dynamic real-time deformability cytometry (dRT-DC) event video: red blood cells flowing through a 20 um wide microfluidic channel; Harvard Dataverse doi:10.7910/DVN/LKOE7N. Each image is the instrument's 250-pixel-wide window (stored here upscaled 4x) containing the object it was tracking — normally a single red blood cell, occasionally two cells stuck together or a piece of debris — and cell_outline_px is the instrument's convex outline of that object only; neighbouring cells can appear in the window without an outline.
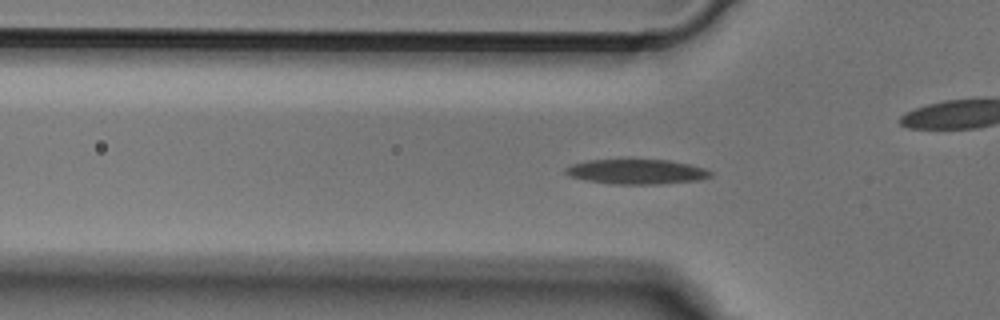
{"species": "Egyptian fruit bat (a non-hibernating species)", "species_latin": "Rousettus aegyptiacus", "temperature_condition": "cold", "stored_images_in_passage": 50, "camera_frame_rate_fps": 3000, "um_per_image_px": 0.085, "animal": {"sex": "male"}, "frame": {"image": 1, "passage_image": 15, "time_ms": 4.667, "image_size_px": [1000, 320], "cell_outline_px": [[712, 176], [700, 180], [660, 184], [612, 184], [588, 180], [568, 176], [564, 172], [564, 168], [572, 164], [588, 160], [668, 160], [692, 164], [704, 168], [712, 172]], "centroid_in_image_um": [54.13, 14.59], "position_along_channel_um": 71.7, "area_um2": 21.04}}
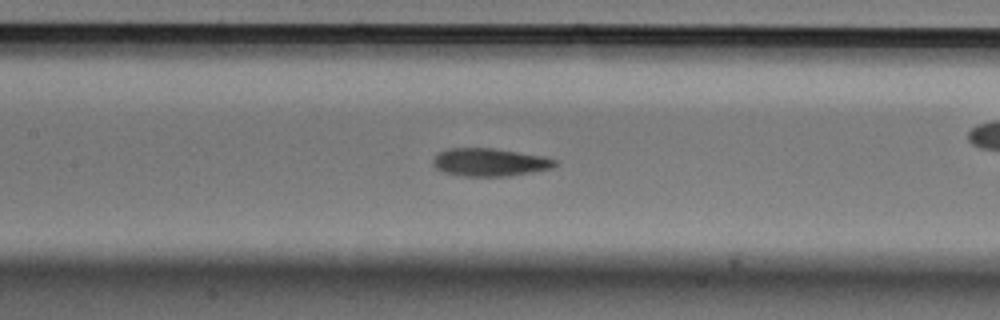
{"frame": {"image": 2, "passage_image": 22, "time_ms": 7.0, "image_size_px": [1000, 320], "cell_outline_px": [[556, 164], [552, 168], [532, 172], [508, 176], [464, 176], [444, 172], [436, 168], [432, 164], [432, 160], [436, 152], [448, 148], [492, 148], [544, 156], [556, 160]], "centroid_in_image_um": [41.58, 13.78], "position_along_channel_um": 165.8, "area_um2": 19.88}}